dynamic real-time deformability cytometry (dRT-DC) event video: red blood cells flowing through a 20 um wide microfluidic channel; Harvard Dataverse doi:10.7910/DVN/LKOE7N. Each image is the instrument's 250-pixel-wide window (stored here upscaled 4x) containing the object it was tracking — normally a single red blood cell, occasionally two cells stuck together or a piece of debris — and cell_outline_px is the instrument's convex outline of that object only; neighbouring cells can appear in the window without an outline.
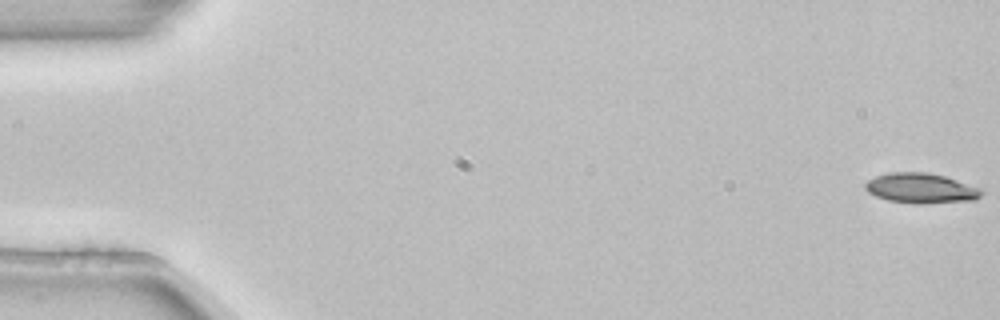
{"species": "common noctule bat (a hibernating species)", "species_latin": "Nyctalus noctula", "temperature_condition": "room temperature", "stored_images_in_passage": 5, "camera_frame_rate_fps": 3000, "um_per_image_px": 0.085, "animal": {"sex": "female", "body_mass_g": 22.7, "forearm_length_mm": 54.2}, "frame": {"image": 1, "passage_image": 1, "time_ms": 0.0, "image_size_px": [1000, 320], "cell_outline_px": [[984, 192], [976, 200], [888, 200], [876, 196], [868, 192], [864, 188], [864, 184], [868, 180], [876, 176], [892, 172], [924, 172], [944, 176], [984, 188]], "centroid_in_image_um": [78.29, 15.93], "position_along_channel_um": 6.7, "area_um2": 19.19}}
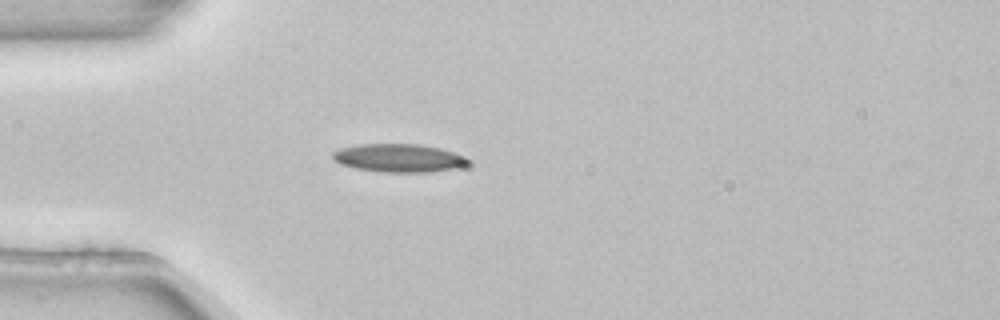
{"frame": {"image": 2, "passage_image": 5, "time_ms": 1.333, "image_size_px": [1000, 320], "cell_outline_px": [[472, 164], [456, 168], [428, 172], [384, 172], [356, 168], [340, 164], [332, 156], [332, 152], [340, 148], [360, 144], [420, 144], [440, 148], [468, 156], [472, 160]], "centroid_in_image_um": [33.99, 13.43], "position_along_channel_um": 51.0, "area_um2": 22.48}}